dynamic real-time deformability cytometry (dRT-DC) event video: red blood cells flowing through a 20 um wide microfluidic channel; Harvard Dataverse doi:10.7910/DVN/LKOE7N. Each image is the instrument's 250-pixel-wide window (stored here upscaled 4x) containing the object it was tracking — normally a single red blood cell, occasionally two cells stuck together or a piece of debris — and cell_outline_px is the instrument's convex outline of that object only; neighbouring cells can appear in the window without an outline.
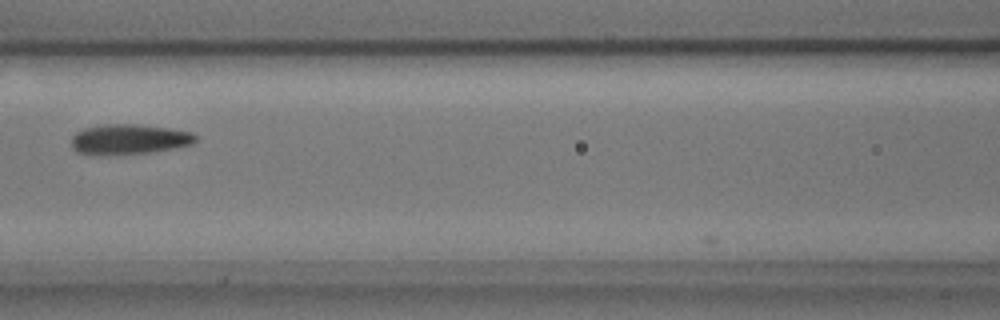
{"species": "common noctule bat (a hibernating species)", "species_latin": "Nyctalus noctula", "temperature_condition": "cold", "stored_images_in_passage": 5, "camera_frame_rate_fps": 3000, "um_per_image_px": 0.085, "animal": {"sex": "male", "body_mass_g": 17.9, "forearm_length_mm": 54.2}, "frame": {"image": 1, "passage_image": 4, "time_ms": 1.0, "image_size_px": [1000, 320], "cell_outline_px": [[196, 140], [192, 144], [176, 148], [148, 152], [76, 152], [72, 148], [72, 136], [76, 132], [84, 128], [104, 124], [136, 124], [168, 128], [192, 132], [196, 136]], "centroid_in_image_um": [11.02, 11.79], "position_along_channel_um": 155.6, "area_um2": 20.92}}